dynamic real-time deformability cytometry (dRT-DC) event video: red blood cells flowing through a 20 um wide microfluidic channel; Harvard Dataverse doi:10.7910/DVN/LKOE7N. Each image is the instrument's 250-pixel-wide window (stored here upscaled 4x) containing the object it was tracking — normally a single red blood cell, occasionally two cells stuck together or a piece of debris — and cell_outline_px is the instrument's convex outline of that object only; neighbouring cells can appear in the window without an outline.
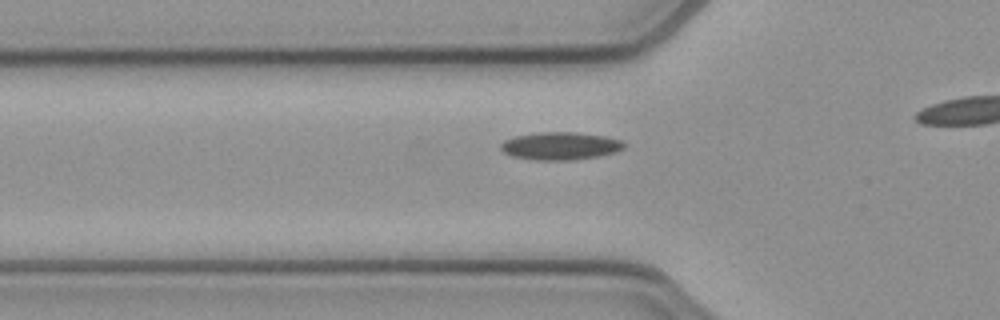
{"species": "common noctule bat (a hibernating species)", "species_latin": "Nyctalus noctula", "temperature_condition": "cold", "stored_images_in_passage": 33, "camera_frame_rate_fps": 3000, "um_per_image_px": 0.085, "animal": {"sex": "female", "body_mass_g": 21.9}, "frame": {"image": 1, "passage_image": 9, "time_ms": 2.667, "image_size_px": [1000, 320], "cell_outline_px": [[624, 148], [616, 152], [596, 156], [572, 160], [532, 160], [512, 156], [504, 152], [500, 148], [500, 144], [504, 140], [516, 136], [540, 132], [576, 132], [604, 136], [624, 140]], "centroid_in_image_um": [47.62, 12.4], "position_along_channel_um": 78.2, "area_um2": 19.94}}
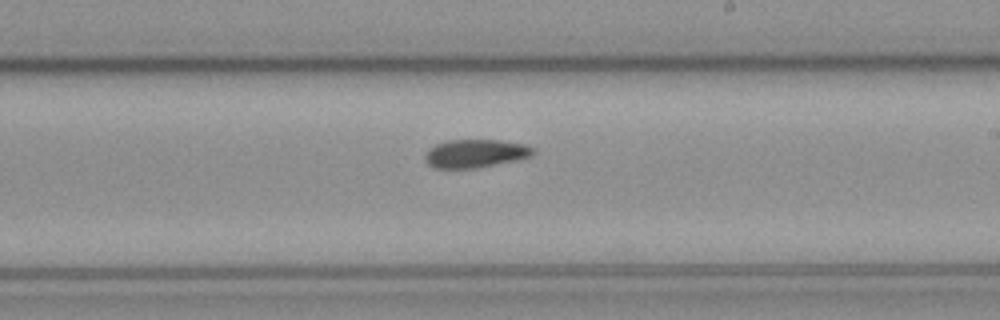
{"frame": {"image": 2, "passage_image": 22, "time_ms": 7.0, "image_size_px": [1000, 320], "cell_outline_px": [[536, 152], [532, 156], [476, 168], [432, 168], [424, 160], [424, 156], [428, 148], [436, 144], [448, 140], [500, 140], [524, 144], [536, 148]], "centroid_in_image_um": [40.39, 13.04], "position_along_channel_um": 248.6, "area_um2": 17.86}}
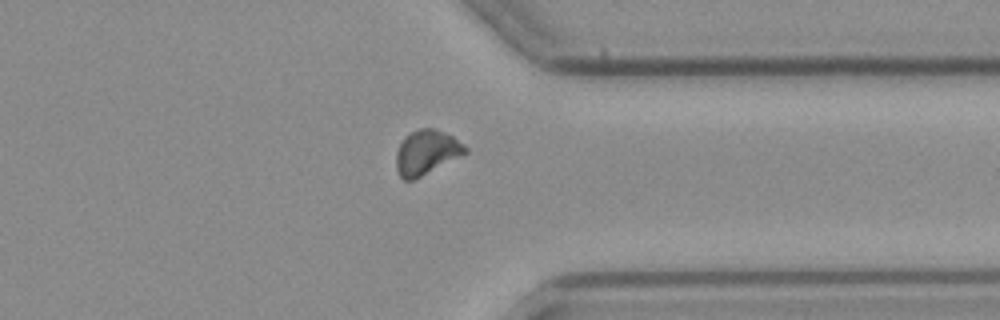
{"frame": {"image": 3, "passage_image": 32, "time_ms": 10.333, "image_size_px": [1000, 320], "cell_outline_px": [[468, 152], [416, 180], [404, 180], [400, 176], [396, 168], [396, 152], [400, 144], [412, 132], [420, 128], [432, 128], [444, 132], [452, 136], [464, 144], [468, 148]], "centroid_in_image_um": [36.26, 12.98], "position_along_channel_um": 375.1, "area_um2": 17.86}}